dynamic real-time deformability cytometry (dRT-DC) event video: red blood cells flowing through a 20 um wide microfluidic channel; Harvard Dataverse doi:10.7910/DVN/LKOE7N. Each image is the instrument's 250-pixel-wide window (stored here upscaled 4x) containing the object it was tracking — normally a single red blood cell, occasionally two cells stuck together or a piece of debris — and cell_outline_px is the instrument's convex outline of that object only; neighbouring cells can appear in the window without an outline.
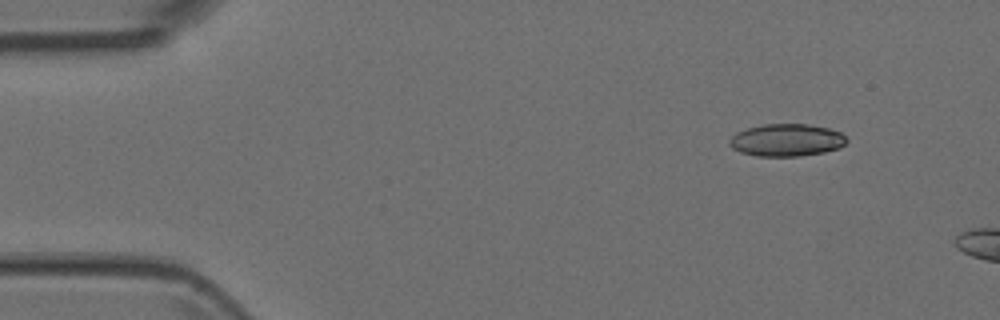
{"species": "Egyptian fruit bat (a non-hibernating species)", "species_latin": "Rousettus aegyptiacus", "temperature_condition": "room temperature", "stored_images_in_passage": 5, "camera_frame_rate_fps": 3000, "um_per_image_px": 0.085, "animal": {"sex": "female"}, "frame": {"image": 1, "passage_image": 2, "time_ms": 0.333, "image_size_px": [1000, 320], "cell_outline_px": [[848, 140], [840, 148], [824, 152], [800, 156], [756, 156], [740, 152], [732, 148], [728, 144], [728, 140], [736, 132], [748, 128], [764, 124], [808, 124], [828, 128], [840, 132]], "centroid_in_image_um": [66.84, 11.91], "position_along_channel_um": 18.2, "area_um2": 22.2}}